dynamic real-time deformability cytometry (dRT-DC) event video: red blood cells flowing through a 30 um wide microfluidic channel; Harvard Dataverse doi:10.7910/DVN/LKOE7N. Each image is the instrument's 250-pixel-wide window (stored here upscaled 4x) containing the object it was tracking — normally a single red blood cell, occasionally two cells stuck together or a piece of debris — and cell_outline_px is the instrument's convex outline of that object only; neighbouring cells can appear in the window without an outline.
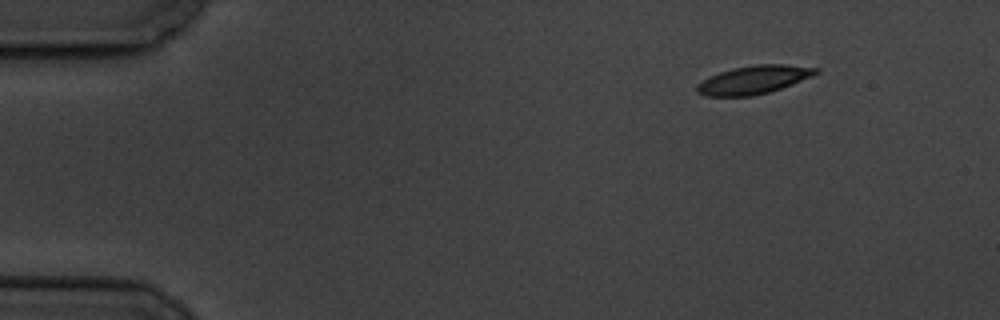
{"species": "common noctule bat (a hibernating species)", "species_latin": "Nyctalus noctula", "temperature_condition": "cold", "stored_images_in_passage": 5, "camera_frame_rate_fps": 3000, "um_per_image_px": 0.085, "animal": {"sex": "male", "body_mass_g": 19.5, "forearm_length_mm": 54.6}, "frame": {"image": 1, "passage_image": 1, "time_ms": 0.0, "image_size_px": [1000, 320], "cell_outline_px": [[820, 72], [812, 76], [792, 84], [768, 92], [752, 96], [704, 96], [696, 92], [696, 84], [720, 72], [732, 68], [756, 64], [784, 64], [820, 68]], "centroid_in_image_um": [64.07, 6.78], "position_along_channel_um": 20.9, "area_um2": 19.54}}
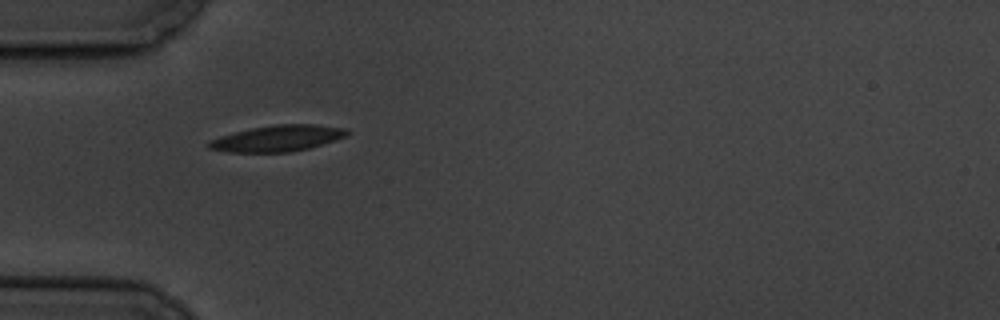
{"frame": {"image": 2, "passage_image": 4, "time_ms": 3.667, "image_size_px": [1000, 320], "cell_outline_px": [[352, 132], [348, 136], [336, 140], [308, 148], [288, 152], [228, 152], [208, 148], [204, 144], [208, 140], [220, 136], [252, 128], [276, 124], [316, 124], [348, 128]], "centroid_in_image_um": [23.62, 11.75], "position_along_channel_um": 61.4, "area_um2": 21.27}}
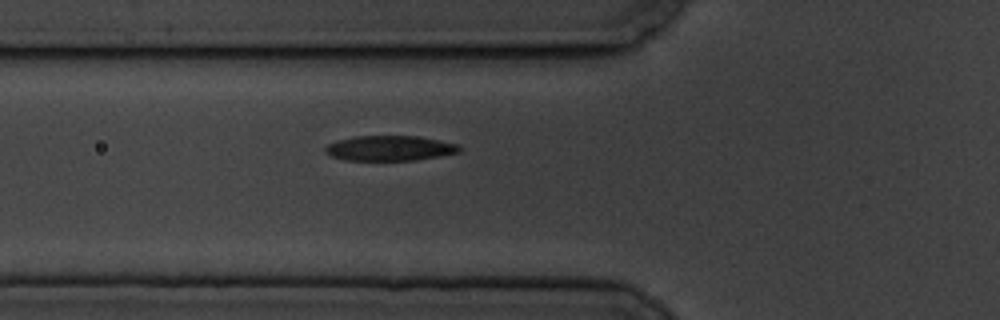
{"frame": {"image": 3, "passage_image": 5, "time_ms": 4.667, "image_size_px": [1000, 320], "cell_outline_px": [[464, 148], [460, 152], [440, 156], [416, 160], [344, 160], [332, 156], [324, 152], [324, 148], [328, 144], [336, 140], [356, 136], [420, 136], [460, 144]], "centroid_in_image_um": [33.18, 12.59], "position_along_channel_um": 92.6, "area_um2": 19.88}}